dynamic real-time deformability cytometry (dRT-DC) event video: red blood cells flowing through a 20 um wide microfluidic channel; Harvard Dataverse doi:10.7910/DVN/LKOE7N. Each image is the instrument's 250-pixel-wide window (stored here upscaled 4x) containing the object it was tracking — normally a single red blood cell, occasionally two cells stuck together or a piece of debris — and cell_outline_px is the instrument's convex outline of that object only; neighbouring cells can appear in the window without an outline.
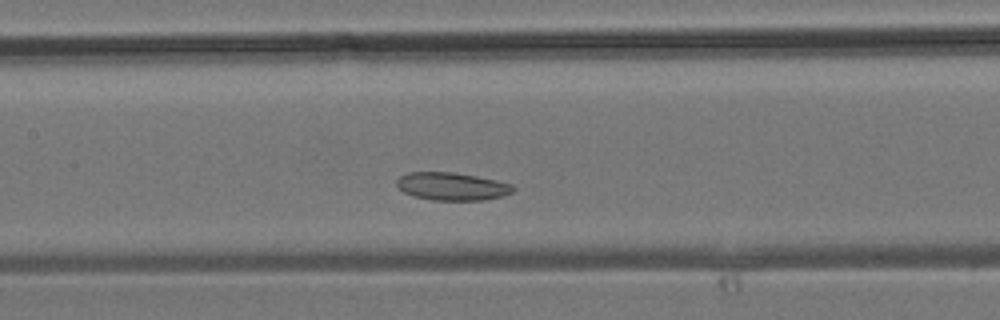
{"species": "common noctule bat (a hibernating species)", "species_latin": "Nyctalus noctula", "temperature_condition": "room temperature", "stored_images_in_passage": 27, "camera_frame_rate_fps": 3000, "um_per_image_px": 0.085, "animal": {"sex": "male", "body_mass_g": 19.2, "forearm_length_mm": 51.8}, "frame": {"image": 1, "passage_image": 12, "time_ms": 3.667, "image_size_px": [1000, 320], "cell_outline_px": [[516, 188], [512, 192], [500, 196], [484, 200], [432, 200], [416, 196], [404, 192], [396, 184], [396, 180], [400, 176], [408, 172], [452, 172], [476, 176], [496, 180], [512, 184]], "centroid_in_image_um": [38.42, 15.83], "position_along_channel_um": 169.0, "area_um2": 18.73}}
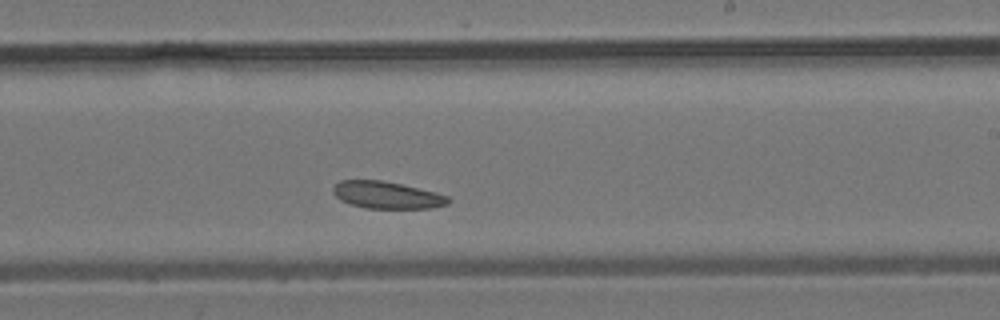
{"frame": {"image": 2, "passage_image": 17, "time_ms": 5.333, "image_size_px": [1000, 320], "cell_outline_px": [[452, 200], [448, 204], [428, 208], [364, 208], [340, 200], [332, 192], [332, 188], [340, 180], [380, 180], [400, 184], [436, 192], [448, 196]], "centroid_in_image_um": [32.88, 16.58], "position_along_channel_um": 256.1, "area_um2": 18.09}}
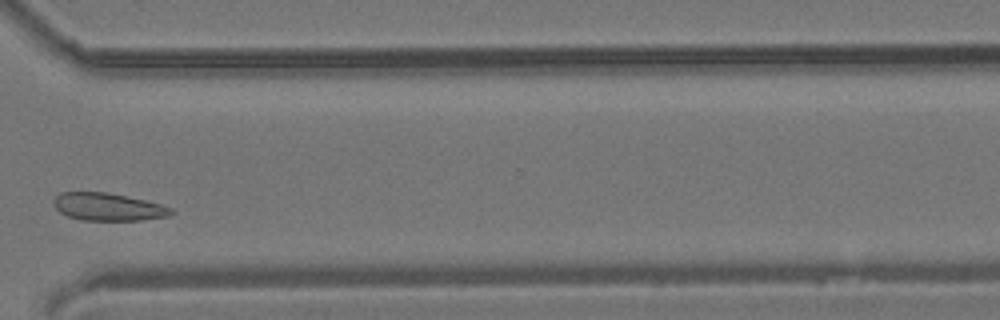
{"frame": {"image": 3, "passage_image": 23, "time_ms": 7.333, "image_size_px": [1000, 320], "cell_outline_px": [[176, 212], [168, 216], [140, 220], [80, 220], [68, 216], [60, 212], [52, 204], [52, 200], [60, 192], [104, 192], [144, 200], [160, 204], [172, 208]], "centroid_in_image_um": [9.16, 17.59], "position_along_channel_um": 361.4, "area_um2": 18.84}}